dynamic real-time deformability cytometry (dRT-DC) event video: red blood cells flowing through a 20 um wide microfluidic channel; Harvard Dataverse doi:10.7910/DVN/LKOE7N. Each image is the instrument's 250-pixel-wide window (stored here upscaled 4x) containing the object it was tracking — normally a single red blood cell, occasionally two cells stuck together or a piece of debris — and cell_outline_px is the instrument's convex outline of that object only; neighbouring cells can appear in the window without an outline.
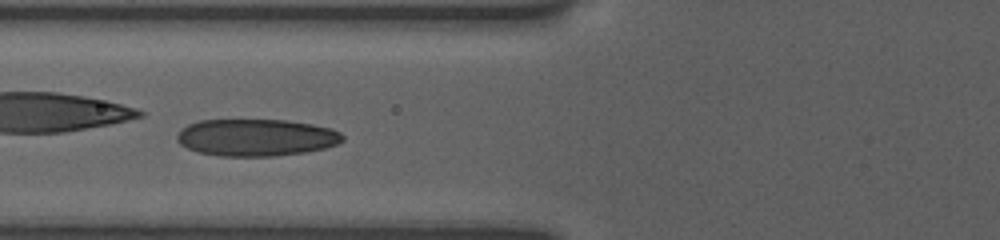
{"species": "human", "species_latin": "Homo sapiens", "temperature_condition": "room temperature", "stored_images_in_passage": 61, "camera_frame_rate_fps": 3000, "um_per_image_px": 0.085, "donor": {"sex": "female"}, "frame": {"image": 1, "passage_image": 12, "time_ms": 1.667, "image_size_px": [1000, 240], "cell_outline_px": [[344, 140], [336, 144], [324, 148], [304, 152], [276, 156], [220, 156], [200, 152], [188, 148], [180, 144], [176, 140], [176, 136], [188, 124], [200, 120], [288, 120], [312, 124], [328, 128], [340, 132], [344, 136]], "centroid_in_image_um": [21.78, 11.69], "position_along_channel_um": 104.0, "area_um2": 35.6}}
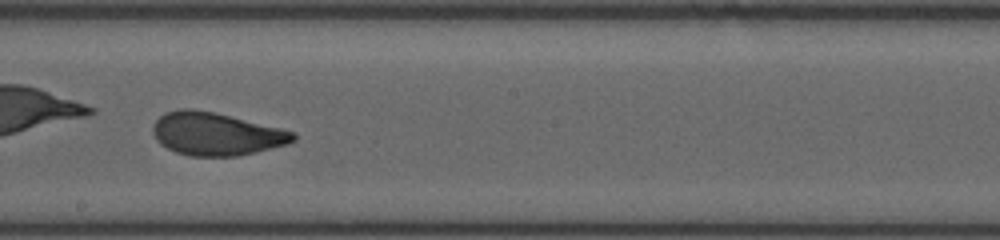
{"frame": {"image": 2, "passage_image": 36, "time_ms": 5.0, "image_size_px": [1000, 240], "cell_outline_px": [[296, 140], [288, 144], [256, 152], [236, 156], [192, 156], [176, 152], [160, 144], [156, 140], [152, 132], [152, 124], [160, 116], [168, 112], [180, 108], [192, 108], [216, 112], [296, 132]], "centroid_in_image_um": [18.37, 11.38], "position_along_channel_um": 229.8, "area_um2": 35.2}, "authors_computed_cell_mechanics": {"area_um2": 35.2002, "velocity_mm_per_s": 3.7698, "shape_relaxation_time_tau1_ms": 3.9171, "shape_relaxation_time_tau2_ms": 0.9317, "deformation_change_tau1": 0.1536, "deformation_change_tau2": 0.075}}